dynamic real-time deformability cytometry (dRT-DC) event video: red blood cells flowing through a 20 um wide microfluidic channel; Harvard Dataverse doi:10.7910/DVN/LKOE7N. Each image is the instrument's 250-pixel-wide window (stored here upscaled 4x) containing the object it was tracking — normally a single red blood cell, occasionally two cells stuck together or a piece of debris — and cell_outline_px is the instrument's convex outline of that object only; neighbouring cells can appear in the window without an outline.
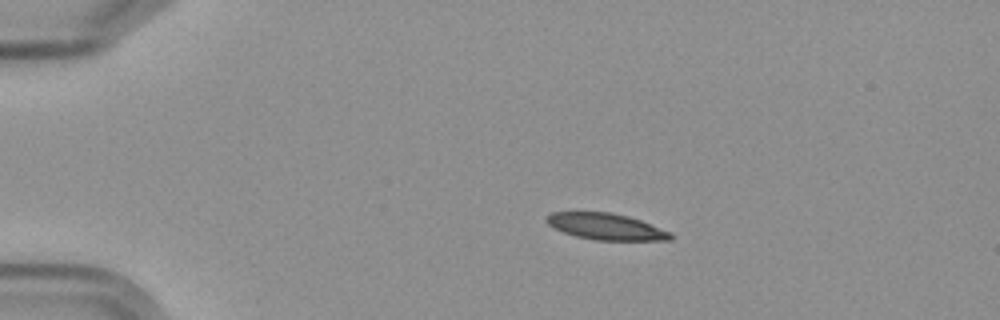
{"species": "Egyptian fruit bat (a non-hibernating species)", "species_latin": "Rousettus aegyptiacus", "temperature_condition": "cold", "stored_images_in_passage": 6, "camera_frame_rate_fps": 3000, "um_per_image_px": 0.085, "frame": {"image": 1, "passage_image": 3, "time_ms": 2.0, "image_size_px": [1000, 320], "cell_outline_px": [[672, 240], [596, 240], [576, 236], [564, 232], [548, 224], [544, 220], [552, 212], [608, 212], [628, 216], [640, 220], [672, 232]], "centroid_in_image_um": [51.53, 19.26], "position_along_channel_um": 33.5, "area_um2": 18.9}}
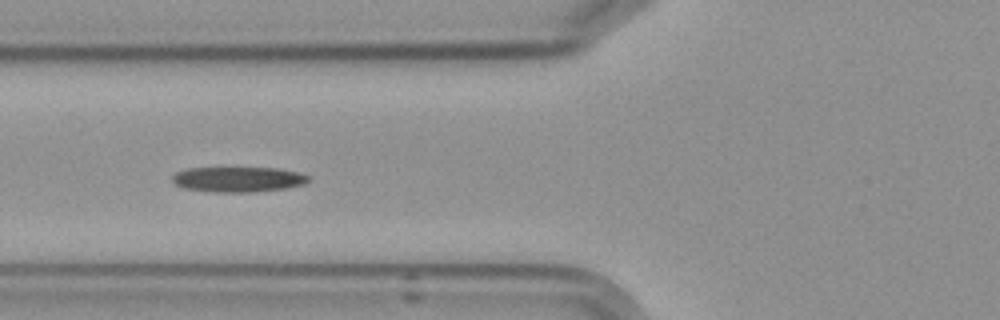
{"frame": {"image": 2, "passage_image": 6, "time_ms": 5.667, "image_size_px": [1000, 320], "cell_outline_px": [[308, 180], [304, 184], [288, 188], [256, 192], [216, 192], [184, 188], [176, 184], [172, 180], [172, 176], [176, 172], [188, 168], [276, 168], [296, 172], [308, 176]], "centroid_in_image_um": [20.23, 15.25], "position_along_channel_um": 105.6, "area_um2": 19.88}}